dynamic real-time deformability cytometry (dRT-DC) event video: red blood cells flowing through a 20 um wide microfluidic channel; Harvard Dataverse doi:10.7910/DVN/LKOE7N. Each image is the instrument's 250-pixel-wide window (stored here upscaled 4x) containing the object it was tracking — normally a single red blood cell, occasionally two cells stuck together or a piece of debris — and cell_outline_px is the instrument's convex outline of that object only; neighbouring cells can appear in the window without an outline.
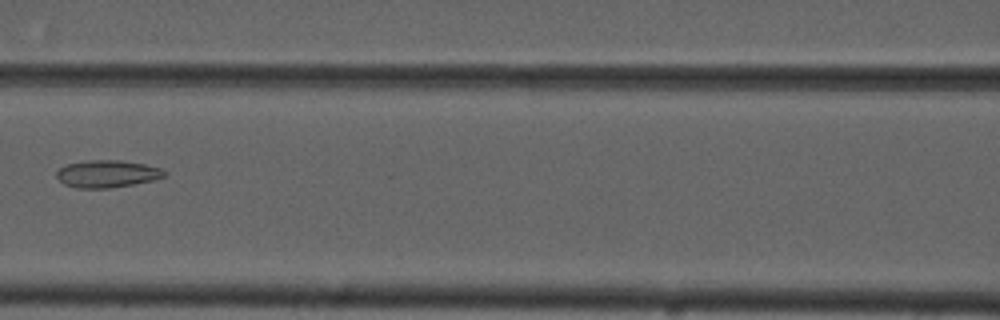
{"species": "common noctule bat (a hibernating species)", "species_latin": "Nyctalus noctula", "temperature_condition": "cold", "stored_images_in_passage": 3, "camera_frame_rate_fps": 3000, "um_per_image_px": 0.085, "animal": {"sex": "male", "forearm_length_mm": 52.5}, "frame": {"image": 1, "passage_image": 3, "time_ms": 2.333, "image_size_px": [1000, 320], "cell_outline_px": [[168, 172], [164, 176], [152, 180], [132, 184], [108, 188], [76, 188], [64, 184], [56, 176], [56, 172], [60, 168], [68, 164], [88, 160], [120, 160], [144, 164], [160, 168]], "centroid_in_image_um": [9.1, 14.77], "position_along_channel_um": 157.5, "area_um2": 16.99}}